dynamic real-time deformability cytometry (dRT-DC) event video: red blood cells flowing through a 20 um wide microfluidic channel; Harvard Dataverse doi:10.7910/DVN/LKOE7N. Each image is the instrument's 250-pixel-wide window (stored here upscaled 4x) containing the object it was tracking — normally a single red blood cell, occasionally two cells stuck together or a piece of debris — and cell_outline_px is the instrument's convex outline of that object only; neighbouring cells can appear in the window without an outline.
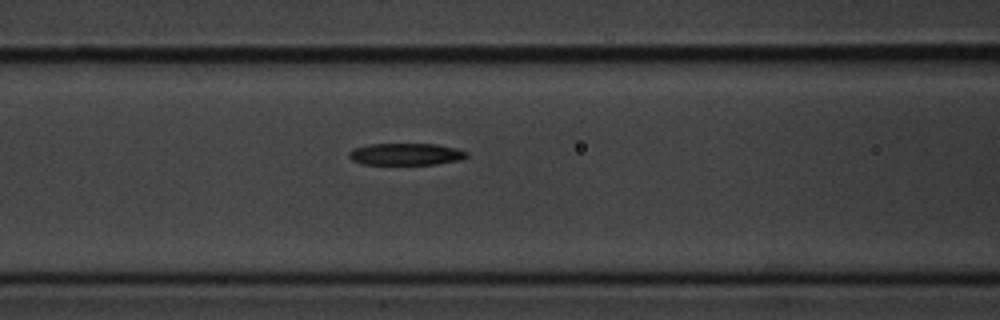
{"species": "common noctule bat (a hibernating species)", "species_latin": "Nyctalus noctula", "temperature_condition": "cold", "stored_images_in_passage": 8, "segment_of_instrument_passage": [2, 2], "camera_frame_rate_fps": 3000, "um_per_image_px": 0.085, "animal": {"sex": "male", "body_mass_g": 20.1, "forearm_length_mm": 53.5}, "frame": {"image": 1, "passage_image": 8, "time_ms": 2.333, "image_size_px": [1000, 320], "cell_outline_px": [[468, 156], [460, 160], [436, 164], [364, 164], [352, 160], [348, 156], [348, 152], [352, 148], [368, 144], [436, 144], [456, 148], [468, 152]], "centroid_in_image_um": [34.49, 13.1], "position_along_channel_um": 132.1, "area_um2": 15.09}}